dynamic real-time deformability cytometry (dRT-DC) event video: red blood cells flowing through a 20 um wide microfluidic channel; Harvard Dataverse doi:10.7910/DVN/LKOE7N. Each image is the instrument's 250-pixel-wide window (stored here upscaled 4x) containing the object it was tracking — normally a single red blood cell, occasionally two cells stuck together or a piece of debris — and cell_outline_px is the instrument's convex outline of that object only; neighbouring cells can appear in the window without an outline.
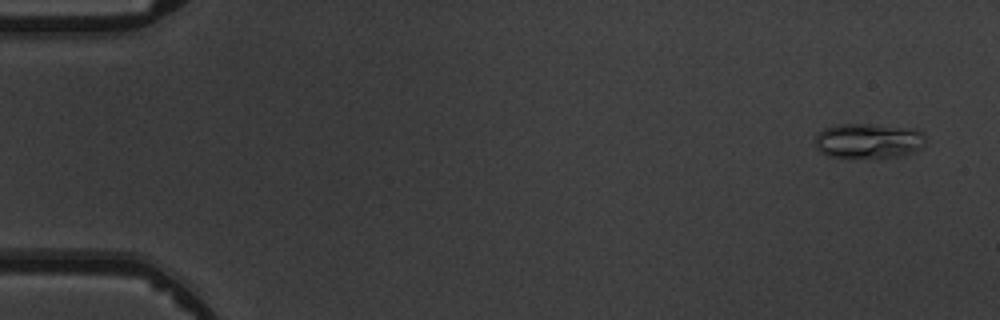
{"species": "common noctule bat (a hibernating species)", "species_latin": "Nyctalus noctula", "temperature_condition": "warm", "stored_images_in_passage": 5, "camera_frame_rate_fps": 3000, "um_per_image_px": 0.085, "animal": {"sex": "male", "body_mass_g": 19.5, "forearm_length_mm": 54.6}, "frame": {"image": 1, "passage_image": 1, "time_ms": 0.0, "image_size_px": [1000, 320], "cell_outline_px": [[924, 144], [920, 148], [912, 152], [900, 156], [880, 160], [828, 156], [820, 152], [816, 148], [816, 132], [824, 128], [836, 124], [872, 124], [916, 128], [924, 136]], "centroid_in_image_um": [73.79, 11.99], "position_along_channel_um": 11.2, "area_um2": 23.29}}
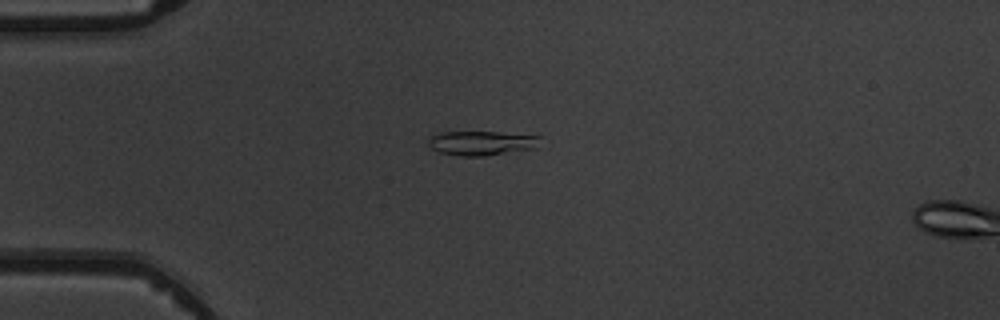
{"frame": {"image": 2, "passage_image": 4, "time_ms": 3.667, "image_size_px": [1000, 320], "cell_outline_px": [[540, 136], [536, 148], [484, 156], [460, 156], [440, 152], [432, 148], [428, 144], [428, 140], [432, 136], [440, 132], [496, 132]], "centroid_in_image_um": [40.91, 12.16], "position_along_channel_um": 44.1, "area_um2": 15.66}}